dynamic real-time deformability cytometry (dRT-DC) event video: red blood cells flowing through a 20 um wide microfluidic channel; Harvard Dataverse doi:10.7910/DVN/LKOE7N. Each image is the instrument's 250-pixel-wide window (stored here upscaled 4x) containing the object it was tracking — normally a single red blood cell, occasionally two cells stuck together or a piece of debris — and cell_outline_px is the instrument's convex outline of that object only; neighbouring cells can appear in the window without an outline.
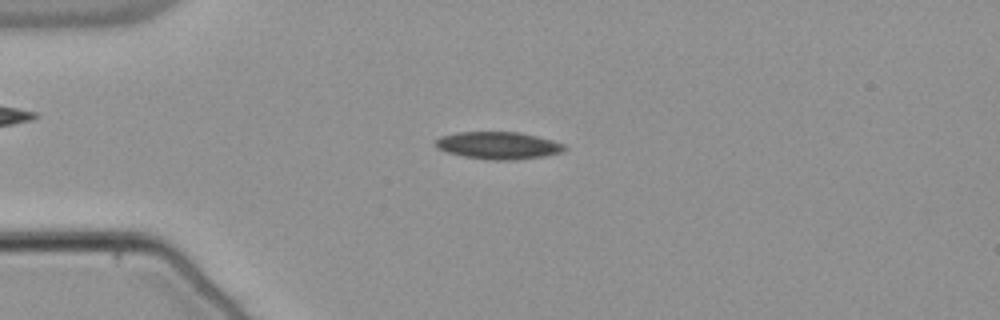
{"species": "common noctule bat (a hibernating species)", "species_latin": "Nyctalus noctula", "temperature_condition": "warm", "stored_images_in_passage": 51, "camera_frame_rate_fps": 3000, "um_per_image_px": 0.085, "animal": {"sex": "male", "body_mass_g": 21.5, "forearm_length_mm": 52.0}, "frame": {"image": 1, "passage_image": 10, "time_ms": 3.0, "image_size_px": [1000, 320], "cell_outline_px": [[568, 148], [564, 152], [544, 156], [516, 160], [492, 160], [464, 156], [448, 152], [436, 148], [436, 140], [440, 136], [456, 132], [520, 132], [552, 140], [564, 144]], "centroid_in_image_um": [42.39, 12.36], "position_along_channel_um": 42.6, "area_um2": 20.58}}
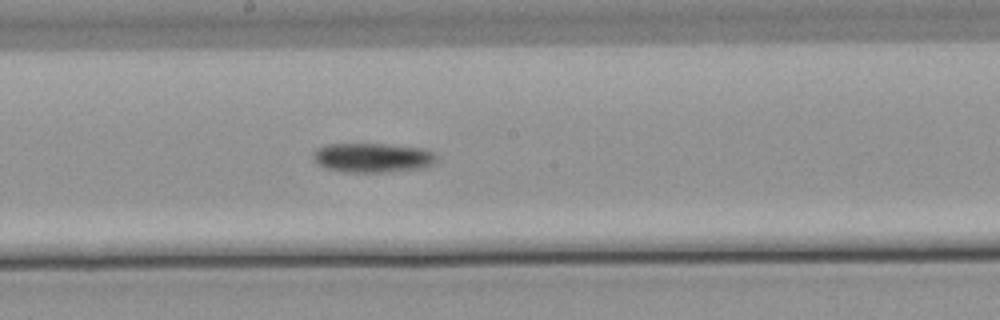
{"frame": {"image": 2, "passage_image": 26, "time_ms": 8.333, "image_size_px": [1000, 320], "cell_outline_px": [[436, 160], [432, 164], [424, 168], [380, 172], [344, 172], [324, 168], [316, 164], [312, 156], [320, 148], [328, 144], [388, 144], [424, 148], [436, 152]], "centroid_in_image_um": [31.7, 13.4], "position_along_channel_um": 216.5, "area_um2": 21.21}}
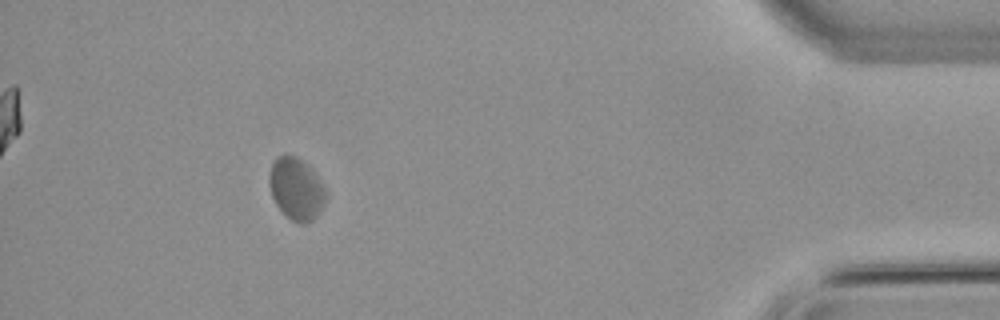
{"frame": {"image": 3, "passage_image": 46, "time_ms": 15.0, "image_size_px": [1000, 320], "cell_outline_px": [[328, 196], [324, 204], [316, 216], [312, 220], [304, 224], [300, 224], [292, 220], [276, 204], [272, 196], [268, 184], [268, 176], [272, 164], [276, 156], [284, 152], [288, 152], [304, 160], [308, 164], [324, 188]], "centroid_in_image_um": [25.16, 15.99], "position_along_channel_um": 410.0, "area_um2": 20.69}, "authors_computed_cell_mechanics": {"area_um2": 20.5768, "velocity_mm_per_s": 3.7488, "shape_relaxation_time_tau1_ms": 9.3445, "shape_relaxation_time_tau2_ms": null, "deformation_change_tau1": 0.0992, "deformation_change_tau2": null}}